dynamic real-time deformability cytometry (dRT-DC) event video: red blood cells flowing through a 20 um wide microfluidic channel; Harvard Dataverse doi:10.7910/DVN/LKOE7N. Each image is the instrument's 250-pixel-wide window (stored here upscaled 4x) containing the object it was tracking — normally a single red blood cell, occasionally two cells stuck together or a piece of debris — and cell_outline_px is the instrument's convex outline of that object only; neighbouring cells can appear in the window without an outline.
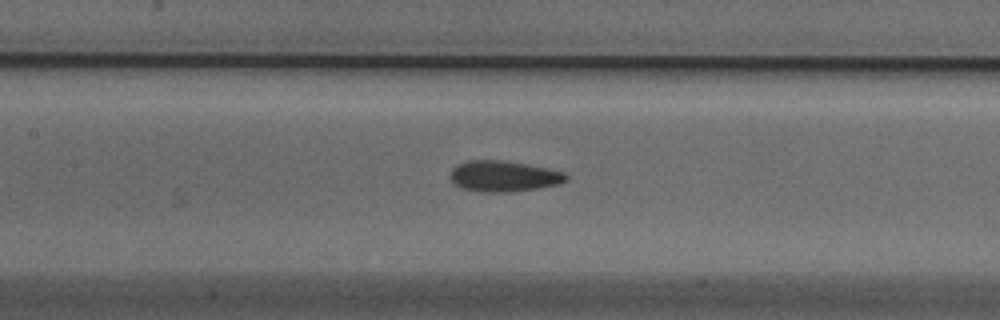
{"species": "Egyptian fruit bat (a non-hibernating species)", "species_latin": "Rousettus aegyptiacus", "temperature_condition": "cold", "stored_images_in_passage": 25, "camera_frame_rate_fps": 3000, "um_per_image_px": 0.085, "animal": {"sex": "male"}, "frame": {"image": 1, "passage_image": 6, "time_ms": 1.667, "image_size_px": [1000, 320], "cell_outline_px": [[568, 180], [560, 184], [536, 188], [508, 192], [480, 192], [460, 188], [452, 180], [452, 168], [456, 164], [468, 160], [500, 160], [524, 164], [564, 172], [568, 176]], "centroid_in_image_um": [42.8, 14.98], "position_along_channel_um": 164.6, "area_um2": 20.63}}
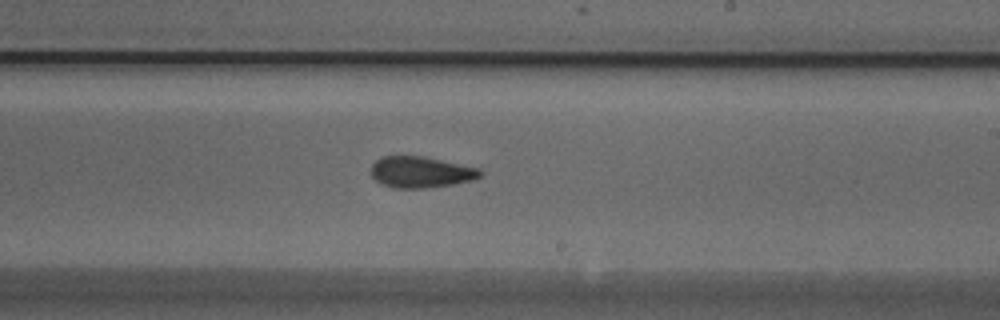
{"frame": {"image": 2, "passage_image": 13, "time_ms": 4.0, "image_size_px": [1000, 320], "cell_outline_px": [[484, 172], [476, 180], [452, 184], [424, 188], [392, 188], [376, 180], [372, 176], [372, 164], [380, 156], [424, 156], [480, 168]], "centroid_in_image_um": [35.81, 14.62], "position_along_channel_um": 253.2, "area_um2": 19.94}}
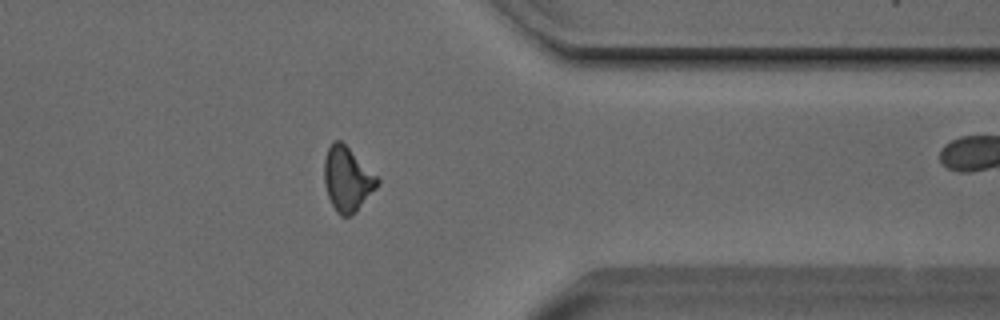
{"frame": {"image": 3, "passage_image": 24, "time_ms": 7.667, "image_size_px": [1000, 320], "cell_outline_px": [[380, 184], [356, 212], [348, 216], [340, 216], [336, 212], [328, 196], [324, 184], [324, 160], [328, 148], [332, 140], [340, 140], [380, 180]], "centroid_in_image_um": [29.5, 15.25], "position_along_channel_um": 381.9, "area_um2": 19.71}}